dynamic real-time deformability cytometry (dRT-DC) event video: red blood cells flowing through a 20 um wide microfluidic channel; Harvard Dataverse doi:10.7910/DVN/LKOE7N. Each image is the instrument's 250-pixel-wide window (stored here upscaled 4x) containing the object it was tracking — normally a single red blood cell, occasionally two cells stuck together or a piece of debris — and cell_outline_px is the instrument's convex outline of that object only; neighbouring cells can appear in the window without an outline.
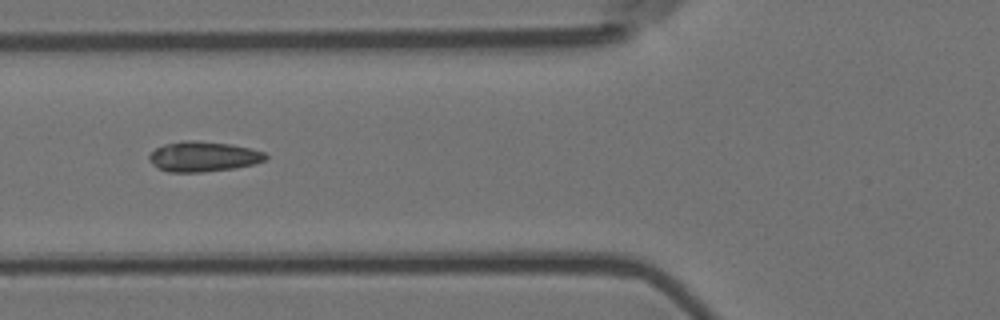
{"species": "Egyptian fruit bat (a non-hibernating species)", "species_latin": "Rousettus aegyptiacus", "temperature_condition": "room temperature", "stored_images_in_passage": 17, "camera_frame_rate_fps": 3000, "um_per_image_px": 0.085, "animal": {"sex": "female"}, "frame": {"image": 1, "passage_image": 6, "time_ms": 1.667, "image_size_px": [1000, 320], "cell_outline_px": [[268, 156], [264, 160], [252, 164], [236, 168], [204, 172], [168, 172], [156, 168], [148, 160], [148, 156], [156, 148], [164, 144], [184, 140], [196, 140], [232, 144], [264, 152]], "centroid_in_image_um": [17.23, 13.31], "position_along_channel_um": 108.6, "area_um2": 20.58}}
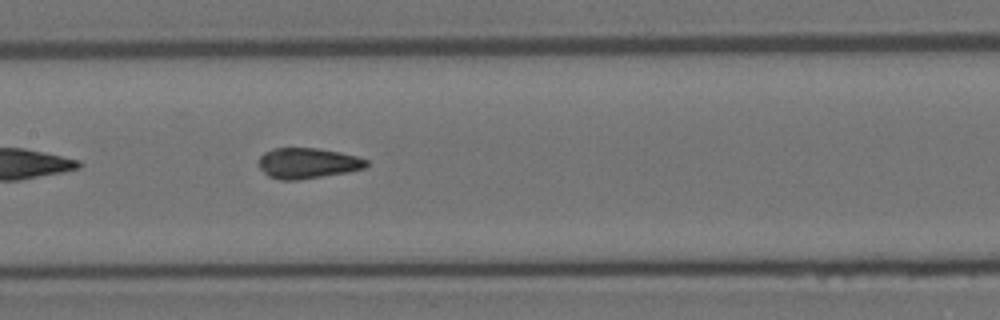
{"frame": {"image": 2, "passage_image": 12, "time_ms": 3.667, "image_size_px": [1000, 320], "cell_outline_px": [[368, 164], [364, 168], [348, 172], [296, 180], [280, 180], [268, 176], [256, 164], [260, 156], [264, 152], [272, 148], [316, 148], [340, 152], [356, 156], [368, 160]], "centroid_in_image_um": [26.11, 13.86], "position_along_channel_um": 181.3, "area_um2": 19.25}}